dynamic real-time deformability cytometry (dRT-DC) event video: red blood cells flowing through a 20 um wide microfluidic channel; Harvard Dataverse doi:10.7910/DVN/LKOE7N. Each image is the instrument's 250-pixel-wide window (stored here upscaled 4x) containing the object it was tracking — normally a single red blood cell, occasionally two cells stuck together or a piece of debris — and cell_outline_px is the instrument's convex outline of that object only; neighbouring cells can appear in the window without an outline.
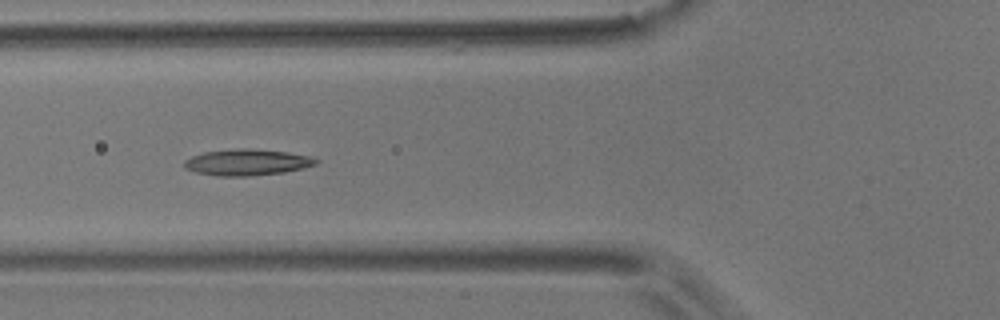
{"species": "common noctule bat (a hibernating species)", "species_latin": "Nyctalus noctula", "temperature_condition": "room temperature", "stored_images_in_passage": 9, "camera_frame_rate_fps": 3000, "um_per_image_px": 0.085, "animal": {"sex": "male", "body_mass_g": 17.9}, "frame": {"image": 1, "passage_image": 6, "time_ms": 5.667, "image_size_px": [1000, 320], "cell_outline_px": [[320, 160], [316, 164], [304, 168], [284, 172], [248, 176], [220, 176], [196, 172], [184, 168], [184, 160], [192, 156], [204, 152], [240, 148], [248, 148], [288, 152], [308, 156]], "centroid_in_image_um": [21.0, 13.79], "position_along_channel_um": 104.8, "area_um2": 20.06}}
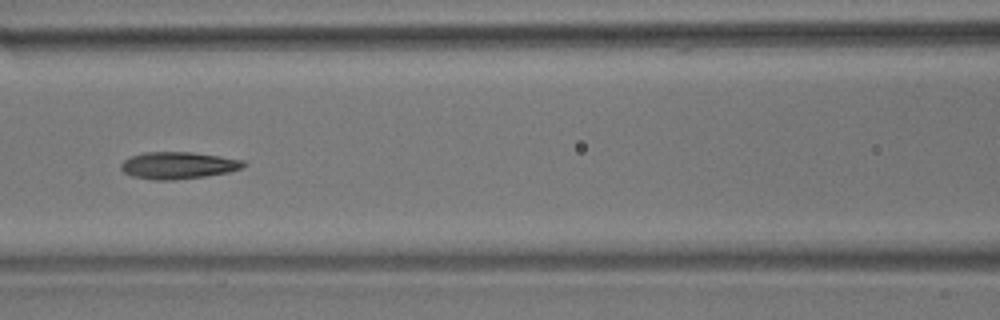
{"frame": {"image": 2, "passage_image": 7, "time_ms": 7.0, "image_size_px": [1000, 320], "cell_outline_px": [[248, 164], [240, 168], [228, 172], [204, 176], [172, 180], [152, 180], [132, 176], [124, 172], [120, 168], [120, 164], [128, 156], [144, 152], [192, 152], [220, 156], [244, 160]], "centroid_in_image_um": [15.11, 14.05], "position_along_channel_um": 151.5, "area_um2": 19.36}}
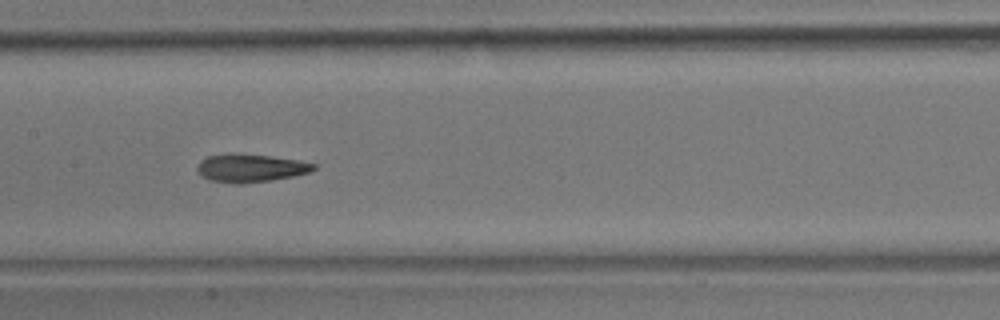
{"frame": {"image": 3, "passage_image": 8, "time_ms": 8.0, "image_size_px": [1000, 320], "cell_outline_px": [[316, 168], [308, 172], [292, 176], [272, 180], [244, 184], [236, 184], [212, 180], [204, 176], [196, 168], [200, 160], [208, 156], [228, 152], [236, 152], [268, 156], [296, 160], [316, 164]], "centroid_in_image_um": [21.26, 14.27], "position_along_channel_um": 186.1, "area_um2": 19.02}}